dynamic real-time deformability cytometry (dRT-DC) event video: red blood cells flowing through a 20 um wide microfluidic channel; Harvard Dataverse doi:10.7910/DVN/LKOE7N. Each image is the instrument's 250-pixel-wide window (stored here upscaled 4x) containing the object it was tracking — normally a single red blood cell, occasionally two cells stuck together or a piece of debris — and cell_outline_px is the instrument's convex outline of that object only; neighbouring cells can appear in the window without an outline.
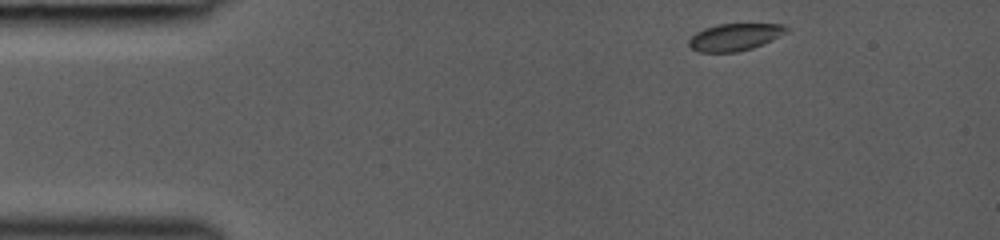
{"species": "common noctule bat (a hibernating species)", "species_latin": "Nyctalus noctula", "temperature_condition": "room temperature", "stored_images_in_passage": 38, "camera_frame_rate_fps": 3000, "um_per_image_px": 0.085, "animal": {"sex": "female", "body_mass_g": 19.0, "forearm_length_mm": 53.3}, "frame": {"image": 1, "passage_image": 1, "time_ms": 0.0, "image_size_px": [1000, 240], "cell_outline_px": [[792, 28], [788, 32], [764, 44], [752, 48], [736, 52], [696, 52], [688, 44], [688, 40], [696, 32], [704, 28], [720, 24], [784, 24]], "centroid_in_image_um": [62.5, 3.15], "position_along_channel_um": 22.5, "area_um2": 15.61}}
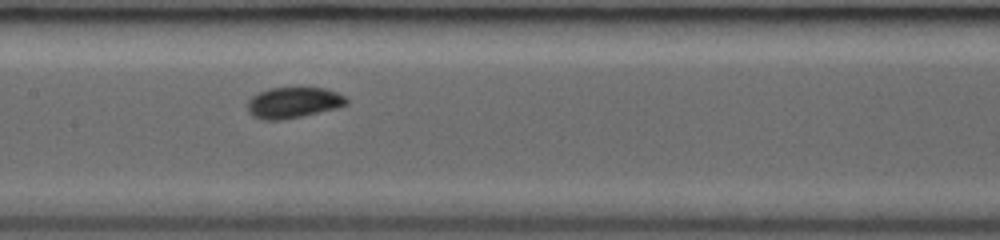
{"frame": {"image": 2, "passage_image": 17, "time_ms": 5.333, "image_size_px": [1000, 240], "cell_outline_px": [[348, 104], [336, 108], [300, 116], [280, 120], [264, 120], [252, 116], [248, 112], [248, 100], [252, 96], [268, 88], [324, 88], [336, 92], [344, 96], [348, 100]], "centroid_in_image_um": [24.91, 8.72], "position_along_channel_um": 182.5, "area_um2": 17.63}}
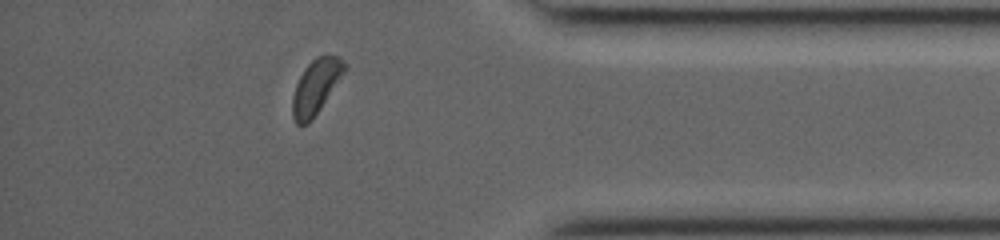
{"frame": {"image": 3, "passage_image": 33, "time_ms": 10.667, "image_size_px": [1000, 240], "cell_outline_px": [[348, 68], [312, 120], [308, 124], [296, 124], [292, 116], [292, 96], [296, 84], [304, 68], [316, 56], [336, 56], [344, 60]], "centroid_in_image_um": [26.85, 7.37], "position_along_channel_um": 408.3, "area_um2": 16.53}}